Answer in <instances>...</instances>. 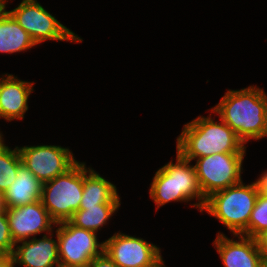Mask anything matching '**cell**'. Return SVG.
Instances as JSON below:
<instances>
[{
    "label": "cell",
    "mask_w": 267,
    "mask_h": 267,
    "mask_svg": "<svg viewBox=\"0 0 267 267\" xmlns=\"http://www.w3.org/2000/svg\"><path fill=\"white\" fill-rule=\"evenodd\" d=\"M267 229V195L259 192L248 222V237L256 238Z\"/></svg>",
    "instance_id": "obj_20"
},
{
    "label": "cell",
    "mask_w": 267,
    "mask_h": 267,
    "mask_svg": "<svg viewBox=\"0 0 267 267\" xmlns=\"http://www.w3.org/2000/svg\"><path fill=\"white\" fill-rule=\"evenodd\" d=\"M121 204H98L92 207H79L69 220L76 227L97 233L115 214Z\"/></svg>",
    "instance_id": "obj_18"
},
{
    "label": "cell",
    "mask_w": 267,
    "mask_h": 267,
    "mask_svg": "<svg viewBox=\"0 0 267 267\" xmlns=\"http://www.w3.org/2000/svg\"><path fill=\"white\" fill-rule=\"evenodd\" d=\"M59 267H88L96 256L104 252V242L97 241V234L82 229L70 221L56 223Z\"/></svg>",
    "instance_id": "obj_7"
},
{
    "label": "cell",
    "mask_w": 267,
    "mask_h": 267,
    "mask_svg": "<svg viewBox=\"0 0 267 267\" xmlns=\"http://www.w3.org/2000/svg\"><path fill=\"white\" fill-rule=\"evenodd\" d=\"M211 116L200 115L183 126L177 151L190 161L218 153H245L246 146L236 133L220 118L218 123Z\"/></svg>",
    "instance_id": "obj_2"
},
{
    "label": "cell",
    "mask_w": 267,
    "mask_h": 267,
    "mask_svg": "<svg viewBox=\"0 0 267 267\" xmlns=\"http://www.w3.org/2000/svg\"><path fill=\"white\" fill-rule=\"evenodd\" d=\"M4 9V0H0V12Z\"/></svg>",
    "instance_id": "obj_30"
},
{
    "label": "cell",
    "mask_w": 267,
    "mask_h": 267,
    "mask_svg": "<svg viewBox=\"0 0 267 267\" xmlns=\"http://www.w3.org/2000/svg\"><path fill=\"white\" fill-rule=\"evenodd\" d=\"M31 36L35 44L46 40L82 42V38L61 24L37 0H22L13 10L7 11Z\"/></svg>",
    "instance_id": "obj_6"
},
{
    "label": "cell",
    "mask_w": 267,
    "mask_h": 267,
    "mask_svg": "<svg viewBox=\"0 0 267 267\" xmlns=\"http://www.w3.org/2000/svg\"><path fill=\"white\" fill-rule=\"evenodd\" d=\"M14 241L10 234L9 223L6 216V209L0 212V254L3 257H10L14 250Z\"/></svg>",
    "instance_id": "obj_21"
},
{
    "label": "cell",
    "mask_w": 267,
    "mask_h": 267,
    "mask_svg": "<svg viewBox=\"0 0 267 267\" xmlns=\"http://www.w3.org/2000/svg\"><path fill=\"white\" fill-rule=\"evenodd\" d=\"M23 165L43 183L65 173L76 162L69 148L56 145L18 147Z\"/></svg>",
    "instance_id": "obj_9"
},
{
    "label": "cell",
    "mask_w": 267,
    "mask_h": 267,
    "mask_svg": "<svg viewBox=\"0 0 267 267\" xmlns=\"http://www.w3.org/2000/svg\"><path fill=\"white\" fill-rule=\"evenodd\" d=\"M240 182L234 186L217 191L206 198L202 209L226 226L233 235L248 237V222L255 206L260 186L258 181L246 184Z\"/></svg>",
    "instance_id": "obj_4"
},
{
    "label": "cell",
    "mask_w": 267,
    "mask_h": 267,
    "mask_svg": "<svg viewBox=\"0 0 267 267\" xmlns=\"http://www.w3.org/2000/svg\"><path fill=\"white\" fill-rule=\"evenodd\" d=\"M246 153H218L195 159L194 166L205 198L242 182V163Z\"/></svg>",
    "instance_id": "obj_8"
},
{
    "label": "cell",
    "mask_w": 267,
    "mask_h": 267,
    "mask_svg": "<svg viewBox=\"0 0 267 267\" xmlns=\"http://www.w3.org/2000/svg\"><path fill=\"white\" fill-rule=\"evenodd\" d=\"M83 194V162L77 161L65 173L43 183L41 202L51 218L69 221L79 210Z\"/></svg>",
    "instance_id": "obj_5"
},
{
    "label": "cell",
    "mask_w": 267,
    "mask_h": 267,
    "mask_svg": "<svg viewBox=\"0 0 267 267\" xmlns=\"http://www.w3.org/2000/svg\"><path fill=\"white\" fill-rule=\"evenodd\" d=\"M104 252L119 267H147L161 256L157 245L122 232L104 241Z\"/></svg>",
    "instance_id": "obj_10"
},
{
    "label": "cell",
    "mask_w": 267,
    "mask_h": 267,
    "mask_svg": "<svg viewBox=\"0 0 267 267\" xmlns=\"http://www.w3.org/2000/svg\"><path fill=\"white\" fill-rule=\"evenodd\" d=\"M50 237H49V236ZM53 232L15 243L10 256L13 265L23 267H59L58 238L53 239ZM21 244V245H19Z\"/></svg>",
    "instance_id": "obj_12"
},
{
    "label": "cell",
    "mask_w": 267,
    "mask_h": 267,
    "mask_svg": "<svg viewBox=\"0 0 267 267\" xmlns=\"http://www.w3.org/2000/svg\"><path fill=\"white\" fill-rule=\"evenodd\" d=\"M259 251L263 257H267V229L256 237Z\"/></svg>",
    "instance_id": "obj_23"
},
{
    "label": "cell",
    "mask_w": 267,
    "mask_h": 267,
    "mask_svg": "<svg viewBox=\"0 0 267 267\" xmlns=\"http://www.w3.org/2000/svg\"><path fill=\"white\" fill-rule=\"evenodd\" d=\"M0 267H15L11 257L0 258Z\"/></svg>",
    "instance_id": "obj_25"
},
{
    "label": "cell",
    "mask_w": 267,
    "mask_h": 267,
    "mask_svg": "<svg viewBox=\"0 0 267 267\" xmlns=\"http://www.w3.org/2000/svg\"><path fill=\"white\" fill-rule=\"evenodd\" d=\"M3 77V78H2ZM0 77V118L6 121L23 119L34 82L23 81L12 74Z\"/></svg>",
    "instance_id": "obj_14"
},
{
    "label": "cell",
    "mask_w": 267,
    "mask_h": 267,
    "mask_svg": "<svg viewBox=\"0 0 267 267\" xmlns=\"http://www.w3.org/2000/svg\"><path fill=\"white\" fill-rule=\"evenodd\" d=\"M244 143L267 137V95L257 86L228 90L220 102L212 107Z\"/></svg>",
    "instance_id": "obj_1"
},
{
    "label": "cell",
    "mask_w": 267,
    "mask_h": 267,
    "mask_svg": "<svg viewBox=\"0 0 267 267\" xmlns=\"http://www.w3.org/2000/svg\"><path fill=\"white\" fill-rule=\"evenodd\" d=\"M3 135H2V132H0V150L6 146V144L4 143V140H3Z\"/></svg>",
    "instance_id": "obj_28"
},
{
    "label": "cell",
    "mask_w": 267,
    "mask_h": 267,
    "mask_svg": "<svg viewBox=\"0 0 267 267\" xmlns=\"http://www.w3.org/2000/svg\"><path fill=\"white\" fill-rule=\"evenodd\" d=\"M22 164L19 148L13 150L5 146L0 150V193L3 194L17 177L18 167Z\"/></svg>",
    "instance_id": "obj_19"
},
{
    "label": "cell",
    "mask_w": 267,
    "mask_h": 267,
    "mask_svg": "<svg viewBox=\"0 0 267 267\" xmlns=\"http://www.w3.org/2000/svg\"><path fill=\"white\" fill-rule=\"evenodd\" d=\"M147 267H166L162 256H160L153 264Z\"/></svg>",
    "instance_id": "obj_26"
},
{
    "label": "cell",
    "mask_w": 267,
    "mask_h": 267,
    "mask_svg": "<svg viewBox=\"0 0 267 267\" xmlns=\"http://www.w3.org/2000/svg\"><path fill=\"white\" fill-rule=\"evenodd\" d=\"M7 3L8 0H4V9L0 12V53H19L36 46L31 36L7 12Z\"/></svg>",
    "instance_id": "obj_17"
},
{
    "label": "cell",
    "mask_w": 267,
    "mask_h": 267,
    "mask_svg": "<svg viewBox=\"0 0 267 267\" xmlns=\"http://www.w3.org/2000/svg\"><path fill=\"white\" fill-rule=\"evenodd\" d=\"M4 209V205H3V197L2 194L0 193V212Z\"/></svg>",
    "instance_id": "obj_29"
},
{
    "label": "cell",
    "mask_w": 267,
    "mask_h": 267,
    "mask_svg": "<svg viewBox=\"0 0 267 267\" xmlns=\"http://www.w3.org/2000/svg\"><path fill=\"white\" fill-rule=\"evenodd\" d=\"M117 187L83 162V194L80 207L121 204Z\"/></svg>",
    "instance_id": "obj_16"
},
{
    "label": "cell",
    "mask_w": 267,
    "mask_h": 267,
    "mask_svg": "<svg viewBox=\"0 0 267 267\" xmlns=\"http://www.w3.org/2000/svg\"><path fill=\"white\" fill-rule=\"evenodd\" d=\"M5 209L14 243L29 240L43 232L49 234L53 232L52 225H56L41 200L24 206Z\"/></svg>",
    "instance_id": "obj_11"
},
{
    "label": "cell",
    "mask_w": 267,
    "mask_h": 267,
    "mask_svg": "<svg viewBox=\"0 0 267 267\" xmlns=\"http://www.w3.org/2000/svg\"><path fill=\"white\" fill-rule=\"evenodd\" d=\"M257 181L260 186V191L267 195V170L261 174Z\"/></svg>",
    "instance_id": "obj_24"
},
{
    "label": "cell",
    "mask_w": 267,
    "mask_h": 267,
    "mask_svg": "<svg viewBox=\"0 0 267 267\" xmlns=\"http://www.w3.org/2000/svg\"><path fill=\"white\" fill-rule=\"evenodd\" d=\"M165 164L159 168L151 183L149 194L156 203V208L172 202H188L197 199L193 207L202 211L206 198L203 195L195 168L191 161L184 158L178 151L176 163Z\"/></svg>",
    "instance_id": "obj_3"
},
{
    "label": "cell",
    "mask_w": 267,
    "mask_h": 267,
    "mask_svg": "<svg viewBox=\"0 0 267 267\" xmlns=\"http://www.w3.org/2000/svg\"><path fill=\"white\" fill-rule=\"evenodd\" d=\"M259 267H267V257L262 256Z\"/></svg>",
    "instance_id": "obj_27"
},
{
    "label": "cell",
    "mask_w": 267,
    "mask_h": 267,
    "mask_svg": "<svg viewBox=\"0 0 267 267\" xmlns=\"http://www.w3.org/2000/svg\"><path fill=\"white\" fill-rule=\"evenodd\" d=\"M88 267H119L105 252L96 256L89 263Z\"/></svg>",
    "instance_id": "obj_22"
},
{
    "label": "cell",
    "mask_w": 267,
    "mask_h": 267,
    "mask_svg": "<svg viewBox=\"0 0 267 267\" xmlns=\"http://www.w3.org/2000/svg\"><path fill=\"white\" fill-rule=\"evenodd\" d=\"M238 240L228 238L218 232L213 242L225 267H259L262 255L256 238L241 234L234 235Z\"/></svg>",
    "instance_id": "obj_13"
},
{
    "label": "cell",
    "mask_w": 267,
    "mask_h": 267,
    "mask_svg": "<svg viewBox=\"0 0 267 267\" xmlns=\"http://www.w3.org/2000/svg\"><path fill=\"white\" fill-rule=\"evenodd\" d=\"M42 185L22 163L15 181L2 194L4 208L20 207L40 200Z\"/></svg>",
    "instance_id": "obj_15"
}]
</instances>
